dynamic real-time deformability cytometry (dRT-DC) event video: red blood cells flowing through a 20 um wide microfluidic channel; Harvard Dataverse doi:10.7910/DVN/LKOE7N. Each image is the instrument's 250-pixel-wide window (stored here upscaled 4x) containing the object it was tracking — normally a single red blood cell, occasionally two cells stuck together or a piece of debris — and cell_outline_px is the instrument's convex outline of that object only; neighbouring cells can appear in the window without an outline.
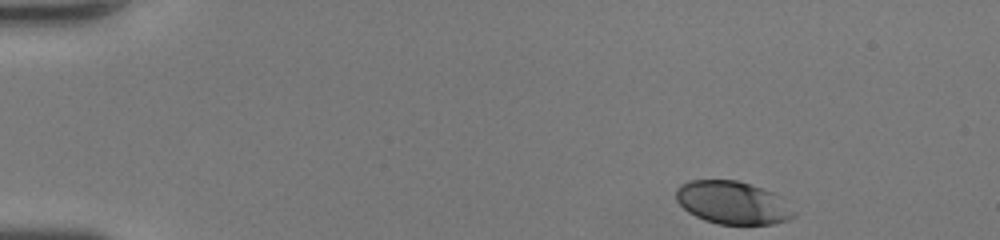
{"species": "human", "species_latin": "Homo sapiens", "temperature_condition": "room temperature", "stored_images_in_passage": 42, "camera_frame_rate_fps": 3000, "um_per_image_px": 0.085, "donor": {"sex": "female"}, "frame": {"image": 1, "passage_image": 1, "time_ms": 0.0, "image_size_px": [1000, 240], "cell_outline_px": [[796, 216], [788, 220], [772, 224], [716, 224], [704, 220], [688, 212], [676, 200], [676, 188], [680, 184], [688, 180], [736, 180], [772, 192], [780, 196], [796, 212]], "centroid_in_image_um": [62.26, 17.23], "position_along_channel_um": 22.7, "area_um2": 29.48}}
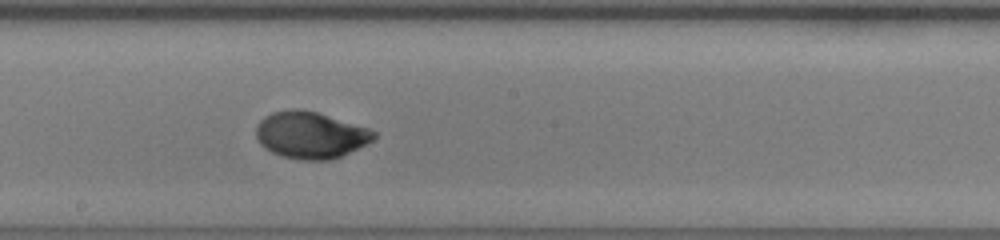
{"frame": {"image": 2, "passage_image": 22, "time_ms": 7.0, "image_size_px": [1000, 240], "cell_outline_px": [[376, 136], [372, 140], [332, 160], [300, 160], [280, 156], [264, 148], [260, 144], [256, 136], [256, 128], [260, 120], [264, 116], [272, 112], [292, 108], [296, 108], [316, 112], [368, 128], [376, 132]], "centroid_in_image_um": [26.34, 11.48], "position_along_channel_um": 221.9, "area_um2": 31.91}}
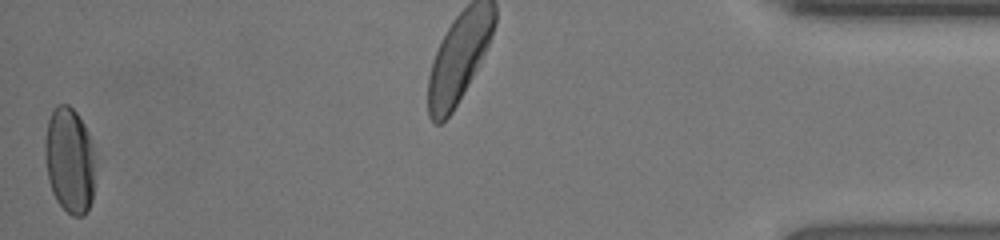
{"frame": {"image": 3, "passage_image": 42, "time_ms": 13.667, "image_size_px": [1000, 240], "cell_outline_px": [[92, 200], [84, 216], [72, 216], [56, 200], [52, 192], [48, 180], [44, 156], [44, 144], [48, 120], [52, 108], [56, 104], [68, 104], [76, 112], [84, 124], [88, 132], [92, 152]], "centroid_in_image_um": [5.85, 13.59], "position_along_channel_um": 429.3, "area_um2": 30.63}, "authors_computed_cell_mechanics": {"area_um2": 30.8363, "velocity_mm_per_s": 4.422, "shape_relaxation_time_tau1_ms": 2.5533, "shape_relaxation_time_tau2_ms": 0.6267, "deformation_change_tau1": 0.1511, "deformation_change_tau2": 0.0298}}